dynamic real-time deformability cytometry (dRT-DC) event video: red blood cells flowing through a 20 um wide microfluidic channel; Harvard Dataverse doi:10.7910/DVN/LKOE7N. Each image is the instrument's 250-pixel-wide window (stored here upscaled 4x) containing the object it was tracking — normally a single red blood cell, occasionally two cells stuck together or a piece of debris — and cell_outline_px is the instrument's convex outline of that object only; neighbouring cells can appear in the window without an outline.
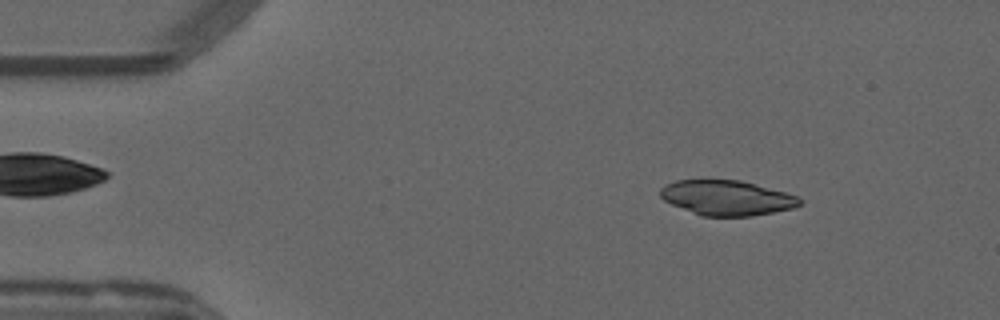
{"species": "common noctule bat (a hibernating species)", "species_latin": "Nyctalus noctula", "temperature_condition": "warm", "stored_images_in_passage": 51, "camera_frame_rate_fps": 3000, "um_per_image_px": 0.085, "animal": {"sex": "male", "forearm_length_mm": 52.5}, "frame": {"image": 1, "passage_image": 6, "time_ms": 1.667, "image_size_px": [1000, 320], "cell_outline_px": [[804, 200], [800, 204], [792, 208], [752, 216], [700, 216], [672, 204], [664, 200], [660, 196], [660, 188], [676, 180], [740, 180], [784, 192], [796, 196]], "centroid_in_image_um": [61.76, 16.82], "position_along_channel_um": 23.2, "area_um2": 28.15}}